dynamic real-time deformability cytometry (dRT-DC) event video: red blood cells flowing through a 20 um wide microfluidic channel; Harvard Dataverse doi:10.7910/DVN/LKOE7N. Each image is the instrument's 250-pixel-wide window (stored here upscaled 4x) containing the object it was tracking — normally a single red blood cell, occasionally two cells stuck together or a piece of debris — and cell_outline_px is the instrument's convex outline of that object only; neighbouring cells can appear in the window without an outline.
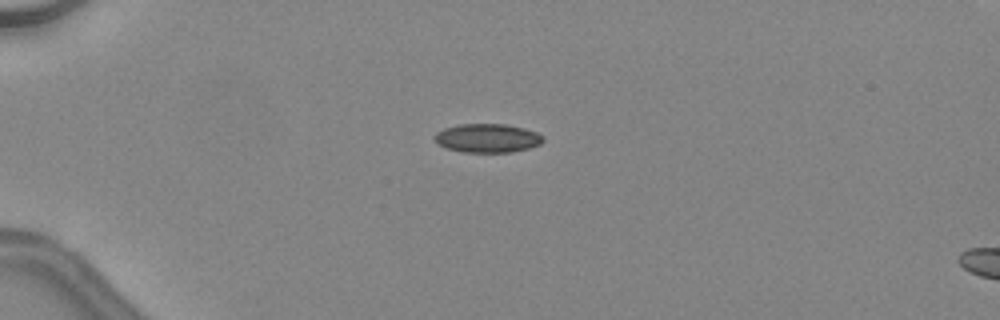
{"species": "common noctule bat (a hibernating species)", "species_latin": "Nyctalus noctula", "temperature_condition": "warm", "stored_images_in_passage": 5, "camera_frame_rate_fps": 3000, "um_per_image_px": 0.085, "animal": {"sex": "female", "body_mass_g": 24.6, "forearm_length_mm": 56.2}, "frame": {"image": 1, "passage_image": 1, "time_ms": 0.0, "image_size_px": [1000, 320], "cell_outline_px": [[544, 140], [540, 144], [528, 148], [512, 152], [464, 152], [448, 148], [440, 144], [432, 136], [436, 132], [444, 128], [460, 124], [504, 124], [524, 128], [536, 132], [544, 136]], "centroid_in_image_um": [41.44, 11.73], "position_along_channel_um": 43.6, "area_um2": 18.09}}